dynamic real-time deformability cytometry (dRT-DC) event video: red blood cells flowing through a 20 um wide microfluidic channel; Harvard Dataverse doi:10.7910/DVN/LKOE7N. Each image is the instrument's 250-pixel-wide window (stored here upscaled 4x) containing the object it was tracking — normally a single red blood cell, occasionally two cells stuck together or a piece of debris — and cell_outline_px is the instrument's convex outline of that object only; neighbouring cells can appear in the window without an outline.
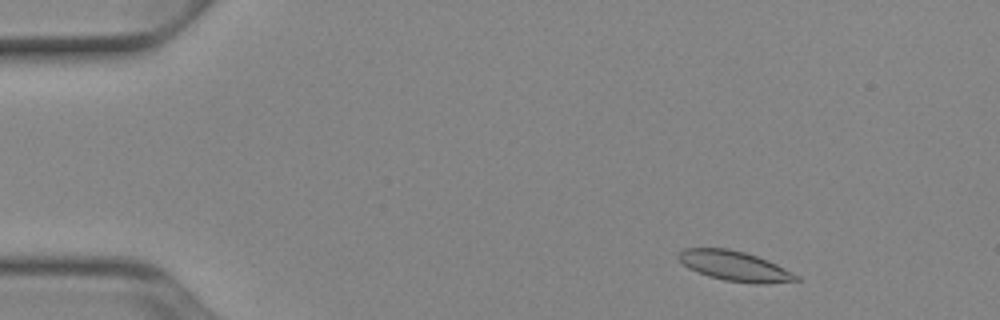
{"species": "Egyptian fruit bat (a non-hibernating species)", "species_latin": "Rousettus aegyptiacus", "temperature_condition": "cold", "stored_images_in_passage": 49, "camera_frame_rate_fps": 3000, "um_per_image_px": 0.085, "animal": {"sex": "female"}, "frame": {"image": 1, "passage_image": 4, "time_ms": 1.0, "image_size_px": [1000, 320], "cell_outline_px": [[800, 280], [764, 284], [756, 284], [724, 280], [708, 276], [696, 272], [688, 268], [676, 256], [684, 248], [728, 248], [744, 252], [768, 260], [800, 276]], "centroid_in_image_um": [62.45, 22.62], "position_along_channel_um": 22.6, "area_um2": 20.52}}
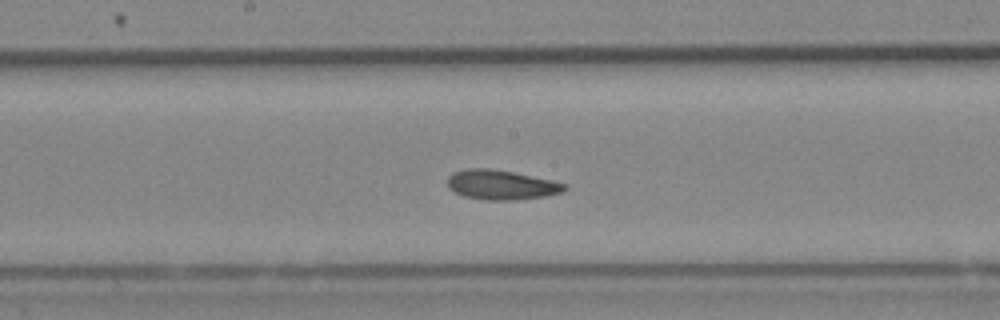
{"frame": {"image": 2, "passage_image": 25, "time_ms": 8.0, "image_size_px": [1000, 320], "cell_outline_px": [[568, 188], [564, 192], [544, 196], [516, 200], [488, 200], [464, 196], [448, 188], [448, 176], [452, 172], [464, 168], [488, 168], [512, 172], [552, 180], [568, 184]], "centroid_in_image_um": [42.62, 15.7], "position_along_channel_um": 205.6, "area_um2": 20.29}}
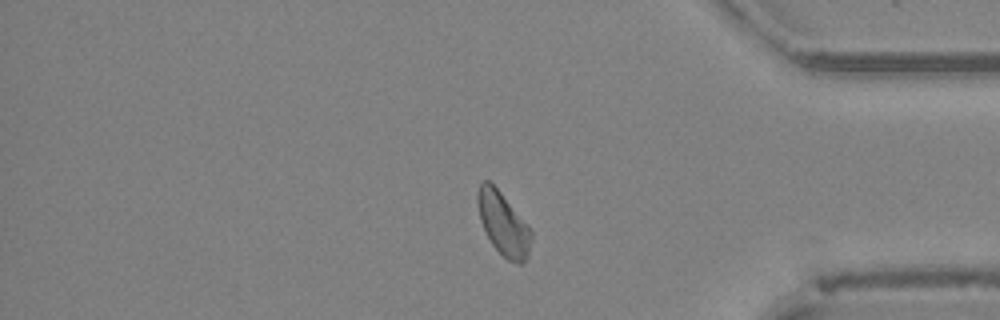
{"frame": {"image": 3, "passage_image": 41, "time_ms": 13.333, "image_size_px": [1000, 320], "cell_outline_px": [[532, 240], [528, 256], [524, 264], [516, 264], [508, 260], [492, 244], [480, 220], [476, 200], [476, 196], [480, 184], [484, 180], [488, 180], [500, 192], [528, 224], [532, 232]], "centroid_in_image_um": [42.8, 19.05], "position_along_channel_um": 392.4, "area_um2": 19.65}, "authors_computed_cell_mechanics": {"area_um2": 19.9988, "velocity_mm_per_s": 3.8819, "shape_relaxation_time_tau1_ms": 8.3266, "shape_relaxation_time_tau2_ms": 1.832, "deformation_change_tau1": 0.1612, "deformation_change_tau2": 0.061}}